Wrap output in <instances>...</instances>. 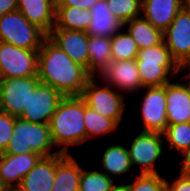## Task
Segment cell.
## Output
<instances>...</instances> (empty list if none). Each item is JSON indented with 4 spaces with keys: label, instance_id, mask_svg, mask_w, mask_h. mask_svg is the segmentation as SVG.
Returning <instances> with one entry per match:
<instances>
[{
    "label": "cell",
    "instance_id": "cell-4",
    "mask_svg": "<svg viewBox=\"0 0 190 191\" xmlns=\"http://www.w3.org/2000/svg\"><path fill=\"white\" fill-rule=\"evenodd\" d=\"M5 154L37 153L49 157L60 153L51 138L49 124L32 123L15 117V125Z\"/></svg>",
    "mask_w": 190,
    "mask_h": 191
},
{
    "label": "cell",
    "instance_id": "cell-32",
    "mask_svg": "<svg viewBox=\"0 0 190 191\" xmlns=\"http://www.w3.org/2000/svg\"><path fill=\"white\" fill-rule=\"evenodd\" d=\"M14 125L15 116L0 110V153H3L8 147Z\"/></svg>",
    "mask_w": 190,
    "mask_h": 191
},
{
    "label": "cell",
    "instance_id": "cell-16",
    "mask_svg": "<svg viewBox=\"0 0 190 191\" xmlns=\"http://www.w3.org/2000/svg\"><path fill=\"white\" fill-rule=\"evenodd\" d=\"M48 38L62 49L75 63L89 72V54L87 50L89 35L83 31L53 28Z\"/></svg>",
    "mask_w": 190,
    "mask_h": 191
},
{
    "label": "cell",
    "instance_id": "cell-3",
    "mask_svg": "<svg viewBox=\"0 0 190 191\" xmlns=\"http://www.w3.org/2000/svg\"><path fill=\"white\" fill-rule=\"evenodd\" d=\"M143 87L164 86L178 78L181 68L164 44L141 49L135 59Z\"/></svg>",
    "mask_w": 190,
    "mask_h": 191
},
{
    "label": "cell",
    "instance_id": "cell-18",
    "mask_svg": "<svg viewBox=\"0 0 190 191\" xmlns=\"http://www.w3.org/2000/svg\"><path fill=\"white\" fill-rule=\"evenodd\" d=\"M17 10L47 35L55 26V0H18Z\"/></svg>",
    "mask_w": 190,
    "mask_h": 191
},
{
    "label": "cell",
    "instance_id": "cell-38",
    "mask_svg": "<svg viewBox=\"0 0 190 191\" xmlns=\"http://www.w3.org/2000/svg\"><path fill=\"white\" fill-rule=\"evenodd\" d=\"M183 7L190 12V0H183Z\"/></svg>",
    "mask_w": 190,
    "mask_h": 191
},
{
    "label": "cell",
    "instance_id": "cell-1",
    "mask_svg": "<svg viewBox=\"0 0 190 191\" xmlns=\"http://www.w3.org/2000/svg\"><path fill=\"white\" fill-rule=\"evenodd\" d=\"M92 75L48 37L38 51V78L63 96H81Z\"/></svg>",
    "mask_w": 190,
    "mask_h": 191
},
{
    "label": "cell",
    "instance_id": "cell-24",
    "mask_svg": "<svg viewBox=\"0 0 190 191\" xmlns=\"http://www.w3.org/2000/svg\"><path fill=\"white\" fill-rule=\"evenodd\" d=\"M91 21V11L80 7L56 6L55 26L65 30L86 32Z\"/></svg>",
    "mask_w": 190,
    "mask_h": 191
},
{
    "label": "cell",
    "instance_id": "cell-28",
    "mask_svg": "<svg viewBox=\"0 0 190 191\" xmlns=\"http://www.w3.org/2000/svg\"><path fill=\"white\" fill-rule=\"evenodd\" d=\"M165 148L181 154L190 147V122L168 125L165 130Z\"/></svg>",
    "mask_w": 190,
    "mask_h": 191
},
{
    "label": "cell",
    "instance_id": "cell-25",
    "mask_svg": "<svg viewBox=\"0 0 190 191\" xmlns=\"http://www.w3.org/2000/svg\"><path fill=\"white\" fill-rule=\"evenodd\" d=\"M89 73L98 76L102 70L112 61L111 38L89 36Z\"/></svg>",
    "mask_w": 190,
    "mask_h": 191
},
{
    "label": "cell",
    "instance_id": "cell-9",
    "mask_svg": "<svg viewBox=\"0 0 190 191\" xmlns=\"http://www.w3.org/2000/svg\"><path fill=\"white\" fill-rule=\"evenodd\" d=\"M144 90V91H143ZM138 130L164 133L168 126L166 113V85L144 87Z\"/></svg>",
    "mask_w": 190,
    "mask_h": 191
},
{
    "label": "cell",
    "instance_id": "cell-15",
    "mask_svg": "<svg viewBox=\"0 0 190 191\" xmlns=\"http://www.w3.org/2000/svg\"><path fill=\"white\" fill-rule=\"evenodd\" d=\"M41 158L37 153H0V190L15 191Z\"/></svg>",
    "mask_w": 190,
    "mask_h": 191
},
{
    "label": "cell",
    "instance_id": "cell-6",
    "mask_svg": "<svg viewBox=\"0 0 190 191\" xmlns=\"http://www.w3.org/2000/svg\"><path fill=\"white\" fill-rule=\"evenodd\" d=\"M48 35L31 24L19 10L0 16V41L28 50H39Z\"/></svg>",
    "mask_w": 190,
    "mask_h": 191
},
{
    "label": "cell",
    "instance_id": "cell-33",
    "mask_svg": "<svg viewBox=\"0 0 190 191\" xmlns=\"http://www.w3.org/2000/svg\"><path fill=\"white\" fill-rule=\"evenodd\" d=\"M177 178L165 181L166 191H190V175L178 173Z\"/></svg>",
    "mask_w": 190,
    "mask_h": 191
},
{
    "label": "cell",
    "instance_id": "cell-8",
    "mask_svg": "<svg viewBox=\"0 0 190 191\" xmlns=\"http://www.w3.org/2000/svg\"><path fill=\"white\" fill-rule=\"evenodd\" d=\"M38 51L0 41L2 78L38 76Z\"/></svg>",
    "mask_w": 190,
    "mask_h": 191
},
{
    "label": "cell",
    "instance_id": "cell-35",
    "mask_svg": "<svg viewBox=\"0 0 190 191\" xmlns=\"http://www.w3.org/2000/svg\"><path fill=\"white\" fill-rule=\"evenodd\" d=\"M18 0H0V16L17 10Z\"/></svg>",
    "mask_w": 190,
    "mask_h": 191
},
{
    "label": "cell",
    "instance_id": "cell-17",
    "mask_svg": "<svg viewBox=\"0 0 190 191\" xmlns=\"http://www.w3.org/2000/svg\"><path fill=\"white\" fill-rule=\"evenodd\" d=\"M63 153L42 157L27 173L15 191H51L55 180L57 159Z\"/></svg>",
    "mask_w": 190,
    "mask_h": 191
},
{
    "label": "cell",
    "instance_id": "cell-22",
    "mask_svg": "<svg viewBox=\"0 0 190 191\" xmlns=\"http://www.w3.org/2000/svg\"><path fill=\"white\" fill-rule=\"evenodd\" d=\"M102 172L113 178L128 175L133 169L128 149L122 143L110 144L105 148L101 157Z\"/></svg>",
    "mask_w": 190,
    "mask_h": 191
},
{
    "label": "cell",
    "instance_id": "cell-30",
    "mask_svg": "<svg viewBox=\"0 0 190 191\" xmlns=\"http://www.w3.org/2000/svg\"><path fill=\"white\" fill-rule=\"evenodd\" d=\"M111 13L124 24L141 16L142 0H106Z\"/></svg>",
    "mask_w": 190,
    "mask_h": 191
},
{
    "label": "cell",
    "instance_id": "cell-26",
    "mask_svg": "<svg viewBox=\"0 0 190 191\" xmlns=\"http://www.w3.org/2000/svg\"><path fill=\"white\" fill-rule=\"evenodd\" d=\"M84 126L86 129V141L116 132L120 127L113 119L94 111L84 100Z\"/></svg>",
    "mask_w": 190,
    "mask_h": 191
},
{
    "label": "cell",
    "instance_id": "cell-5",
    "mask_svg": "<svg viewBox=\"0 0 190 191\" xmlns=\"http://www.w3.org/2000/svg\"><path fill=\"white\" fill-rule=\"evenodd\" d=\"M81 97L94 111L113 119L121 126L127 107L125 98L127 96L102 81L98 76H92L85 85Z\"/></svg>",
    "mask_w": 190,
    "mask_h": 191
},
{
    "label": "cell",
    "instance_id": "cell-34",
    "mask_svg": "<svg viewBox=\"0 0 190 191\" xmlns=\"http://www.w3.org/2000/svg\"><path fill=\"white\" fill-rule=\"evenodd\" d=\"M56 6L80 7L84 10L91 9L98 0H55Z\"/></svg>",
    "mask_w": 190,
    "mask_h": 191
},
{
    "label": "cell",
    "instance_id": "cell-23",
    "mask_svg": "<svg viewBox=\"0 0 190 191\" xmlns=\"http://www.w3.org/2000/svg\"><path fill=\"white\" fill-rule=\"evenodd\" d=\"M123 28L135 40L139 50L156 46L164 41L163 31L155 28L142 16L124 23Z\"/></svg>",
    "mask_w": 190,
    "mask_h": 191
},
{
    "label": "cell",
    "instance_id": "cell-39",
    "mask_svg": "<svg viewBox=\"0 0 190 191\" xmlns=\"http://www.w3.org/2000/svg\"><path fill=\"white\" fill-rule=\"evenodd\" d=\"M188 95L190 98V69H188Z\"/></svg>",
    "mask_w": 190,
    "mask_h": 191
},
{
    "label": "cell",
    "instance_id": "cell-19",
    "mask_svg": "<svg viewBox=\"0 0 190 191\" xmlns=\"http://www.w3.org/2000/svg\"><path fill=\"white\" fill-rule=\"evenodd\" d=\"M183 8V0H142L141 16L163 32Z\"/></svg>",
    "mask_w": 190,
    "mask_h": 191
},
{
    "label": "cell",
    "instance_id": "cell-12",
    "mask_svg": "<svg viewBox=\"0 0 190 191\" xmlns=\"http://www.w3.org/2000/svg\"><path fill=\"white\" fill-rule=\"evenodd\" d=\"M63 97L55 88L40 82L34 92H31L28 105L23 108L19 118L32 123L49 124Z\"/></svg>",
    "mask_w": 190,
    "mask_h": 191
},
{
    "label": "cell",
    "instance_id": "cell-36",
    "mask_svg": "<svg viewBox=\"0 0 190 191\" xmlns=\"http://www.w3.org/2000/svg\"><path fill=\"white\" fill-rule=\"evenodd\" d=\"M180 155L183 157V159L180 161V173L190 175V147L184 150Z\"/></svg>",
    "mask_w": 190,
    "mask_h": 191
},
{
    "label": "cell",
    "instance_id": "cell-21",
    "mask_svg": "<svg viewBox=\"0 0 190 191\" xmlns=\"http://www.w3.org/2000/svg\"><path fill=\"white\" fill-rule=\"evenodd\" d=\"M82 164L70 153L57 159L55 180L51 191H79Z\"/></svg>",
    "mask_w": 190,
    "mask_h": 191
},
{
    "label": "cell",
    "instance_id": "cell-11",
    "mask_svg": "<svg viewBox=\"0 0 190 191\" xmlns=\"http://www.w3.org/2000/svg\"><path fill=\"white\" fill-rule=\"evenodd\" d=\"M38 76L2 78L0 81V110L19 117L27 107L31 92L40 83Z\"/></svg>",
    "mask_w": 190,
    "mask_h": 191
},
{
    "label": "cell",
    "instance_id": "cell-37",
    "mask_svg": "<svg viewBox=\"0 0 190 191\" xmlns=\"http://www.w3.org/2000/svg\"><path fill=\"white\" fill-rule=\"evenodd\" d=\"M110 191H129V183H115Z\"/></svg>",
    "mask_w": 190,
    "mask_h": 191
},
{
    "label": "cell",
    "instance_id": "cell-2",
    "mask_svg": "<svg viewBox=\"0 0 190 191\" xmlns=\"http://www.w3.org/2000/svg\"><path fill=\"white\" fill-rule=\"evenodd\" d=\"M49 127L53 144L59 152L70 154V146L85 143L84 99L64 96L50 119Z\"/></svg>",
    "mask_w": 190,
    "mask_h": 191
},
{
    "label": "cell",
    "instance_id": "cell-27",
    "mask_svg": "<svg viewBox=\"0 0 190 191\" xmlns=\"http://www.w3.org/2000/svg\"><path fill=\"white\" fill-rule=\"evenodd\" d=\"M138 51L137 43L124 28L111 38L112 61L136 59Z\"/></svg>",
    "mask_w": 190,
    "mask_h": 191
},
{
    "label": "cell",
    "instance_id": "cell-20",
    "mask_svg": "<svg viewBox=\"0 0 190 191\" xmlns=\"http://www.w3.org/2000/svg\"><path fill=\"white\" fill-rule=\"evenodd\" d=\"M91 21L86 33L94 37L112 38L123 24L108 8L106 0H98L90 9Z\"/></svg>",
    "mask_w": 190,
    "mask_h": 191
},
{
    "label": "cell",
    "instance_id": "cell-13",
    "mask_svg": "<svg viewBox=\"0 0 190 191\" xmlns=\"http://www.w3.org/2000/svg\"><path fill=\"white\" fill-rule=\"evenodd\" d=\"M98 77L125 96L130 93H141L144 88L141 83L135 59L111 61Z\"/></svg>",
    "mask_w": 190,
    "mask_h": 191
},
{
    "label": "cell",
    "instance_id": "cell-10",
    "mask_svg": "<svg viewBox=\"0 0 190 191\" xmlns=\"http://www.w3.org/2000/svg\"><path fill=\"white\" fill-rule=\"evenodd\" d=\"M164 44L181 69H190V12L183 7L163 32Z\"/></svg>",
    "mask_w": 190,
    "mask_h": 191
},
{
    "label": "cell",
    "instance_id": "cell-14",
    "mask_svg": "<svg viewBox=\"0 0 190 191\" xmlns=\"http://www.w3.org/2000/svg\"><path fill=\"white\" fill-rule=\"evenodd\" d=\"M181 74V76H180ZM179 79L166 84V113L168 125L190 122V98L188 95V69H182ZM176 79H178L176 81Z\"/></svg>",
    "mask_w": 190,
    "mask_h": 191
},
{
    "label": "cell",
    "instance_id": "cell-31",
    "mask_svg": "<svg viewBox=\"0 0 190 191\" xmlns=\"http://www.w3.org/2000/svg\"><path fill=\"white\" fill-rule=\"evenodd\" d=\"M162 174H140L129 183V191H166Z\"/></svg>",
    "mask_w": 190,
    "mask_h": 191
},
{
    "label": "cell",
    "instance_id": "cell-7",
    "mask_svg": "<svg viewBox=\"0 0 190 191\" xmlns=\"http://www.w3.org/2000/svg\"><path fill=\"white\" fill-rule=\"evenodd\" d=\"M138 132L127 147L132 166L141 167L140 174H160L156 165L166 149L164 134L142 130Z\"/></svg>",
    "mask_w": 190,
    "mask_h": 191
},
{
    "label": "cell",
    "instance_id": "cell-29",
    "mask_svg": "<svg viewBox=\"0 0 190 191\" xmlns=\"http://www.w3.org/2000/svg\"><path fill=\"white\" fill-rule=\"evenodd\" d=\"M116 182L99 169H85L83 167L79 191H110Z\"/></svg>",
    "mask_w": 190,
    "mask_h": 191
}]
</instances>
